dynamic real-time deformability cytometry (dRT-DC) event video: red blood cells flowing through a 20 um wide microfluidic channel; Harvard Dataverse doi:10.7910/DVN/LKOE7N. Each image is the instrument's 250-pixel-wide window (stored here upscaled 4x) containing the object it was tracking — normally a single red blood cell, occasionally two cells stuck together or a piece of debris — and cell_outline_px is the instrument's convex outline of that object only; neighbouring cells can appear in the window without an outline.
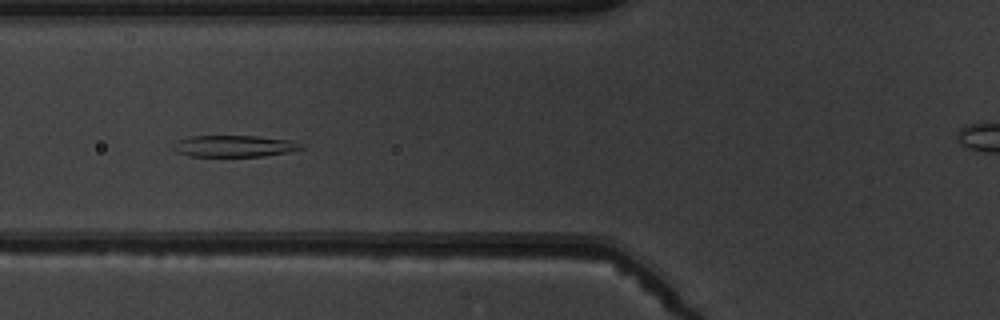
{"species": "common noctule bat (a hibernating species)", "species_latin": "Nyctalus noctula", "temperature_condition": "warm", "stored_images_in_passage": 11, "segment_of_instrument_passage": [1, 2], "camera_frame_rate_fps": 3000, "um_per_image_px": 0.085, "animal": {"sex": "male", "body_mass_g": 19.5, "forearm_length_mm": 54.6}, "frame": {"image": 1, "passage_image": 5, "time_ms": 4.667, "image_size_px": [1000, 320], "cell_outline_px": [[304, 148], [264, 156], [188, 156], [176, 152], [172, 148], [176, 140], [192, 136], [256, 136], [292, 140], [300, 144]], "centroid_in_image_um": [19.84, 12.41], "position_along_channel_um": 106.0, "area_um2": 15.95}}
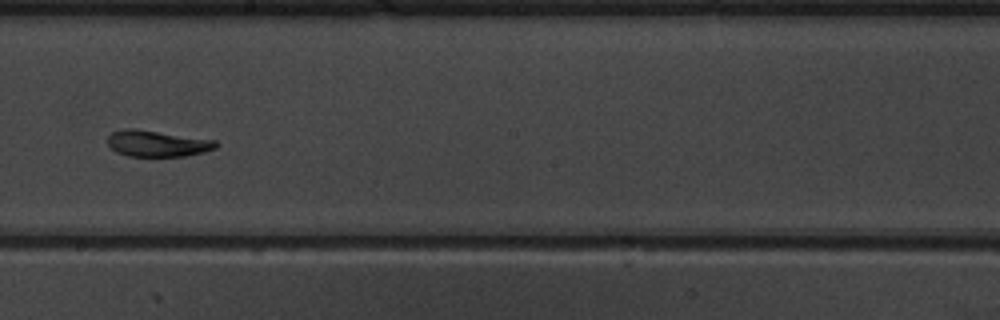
{"frame": {"image": 2, "passage_image": 8, "time_ms": 8.0, "image_size_px": [1000, 320], "cell_outline_px": [[220, 144], [216, 148], [204, 152], [184, 156], [128, 156], [116, 152], [108, 144], [108, 136], [112, 132], [124, 128], [132, 128], [216, 140]], "centroid_in_image_um": [13.38, 12.2], "position_along_channel_um": 234.8, "area_um2": 16.53}}
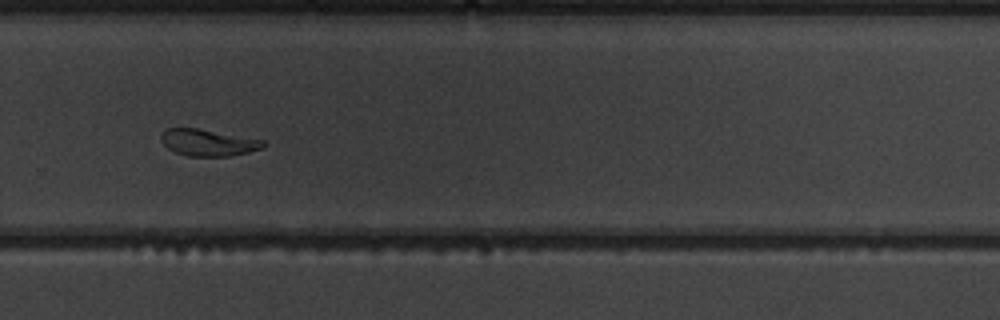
{"frame": {"image": 3, "passage_image": 10, "time_ms": 10.0, "image_size_px": [1000, 320], "cell_outline_px": [[268, 144], [264, 148], [248, 152], [228, 156], [188, 156], [176, 152], [168, 148], [164, 144], [160, 136], [168, 128], [196, 128], [264, 140]], "centroid_in_image_um": [17.74, 12.12], "position_along_channel_um": 312.1, "area_um2": 15.72}}